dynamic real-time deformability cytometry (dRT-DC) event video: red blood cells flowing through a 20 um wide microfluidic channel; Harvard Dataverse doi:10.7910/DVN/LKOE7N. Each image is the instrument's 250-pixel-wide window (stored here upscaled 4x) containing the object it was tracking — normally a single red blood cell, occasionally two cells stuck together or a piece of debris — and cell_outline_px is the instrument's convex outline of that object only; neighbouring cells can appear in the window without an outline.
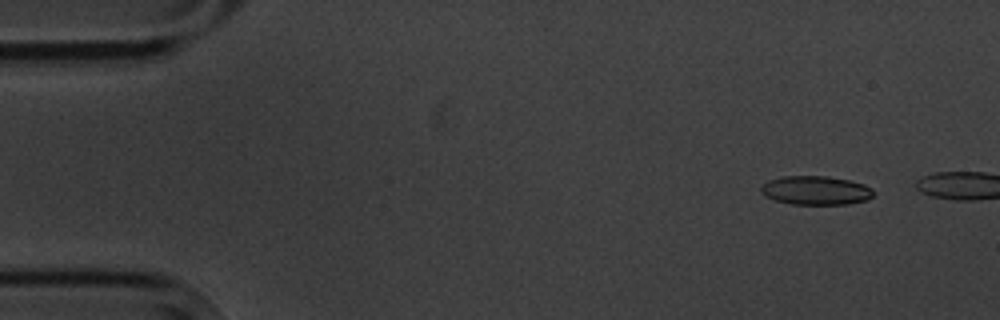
{"species": "common noctule bat (a hibernating species)", "species_latin": "Nyctalus noctula", "temperature_condition": "cold", "stored_images_in_passage": 3, "camera_frame_rate_fps": 3000, "um_per_image_px": 0.085, "animal": {"sex": "male", "body_mass_g": 20.1, "forearm_length_mm": 53.5}, "frame": {"image": 1, "passage_image": 1, "time_ms": 0.0, "image_size_px": [1000, 320], "cell_outline_px": [[872, 196], [868, 200], [848, 204], [792, 204], [776, 200], [764, 196], [760, 192], [760, 188], [768, 180], [780, 176], [828, 176], [848, 180], [864, 184], [872, 188]], "centroid_in_image_um": [69.32, 16.18], "position_along_channel_um": 15.7, "area_um2": 18.96}}